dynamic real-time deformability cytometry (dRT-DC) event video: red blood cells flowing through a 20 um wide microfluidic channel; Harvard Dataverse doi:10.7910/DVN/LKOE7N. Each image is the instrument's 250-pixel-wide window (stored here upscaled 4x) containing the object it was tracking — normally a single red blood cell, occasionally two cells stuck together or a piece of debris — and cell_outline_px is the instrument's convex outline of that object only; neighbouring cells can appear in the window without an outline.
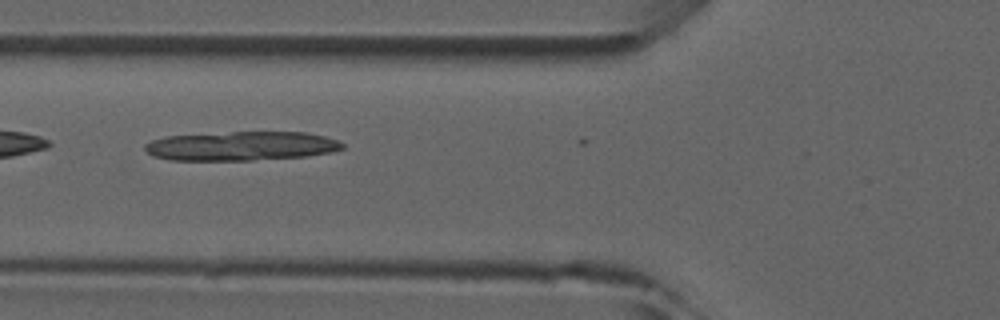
{"species": "common noctule bat (a hibernating species)", "species_latin": "Nyctalus noctula", "temperature_condition": "room temperature", "stored_images_in_passage": 4, "camera_frame_rate_fps": 3000, "um_per_image_px": 0.085, "animal": {"sex": "male", "forearm_length_mm": 52.5}, "frame": {"image": 1, "passage_image": 3, "time_ms": 3.333, "image_size_px": [1000, 320], "cell_outline_px": [[344, 148], [332, 152], [308, 156], [252, 160], [168, 160], [152, 156], [144, 148], [144, 144], [152, 140], [168, 136], [232, 132], [308, 132], [324, 136], [336, 140], [344, 144]], "centroid_in_image_um": [20.52, 12.41], "position_along_channel_um": 105.3, "area_um2": 33.52}}
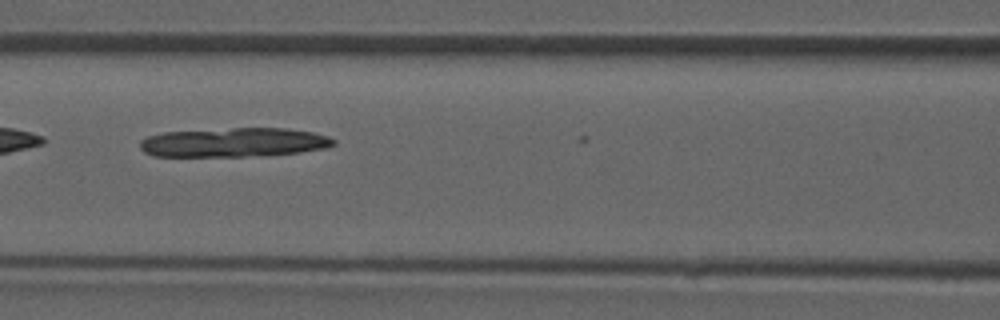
{"frame": {"image": 2, "passage_image": 4, "time_ms": 4.333, "image_size_px": [1000, 320], "cell_outline_px": [[336, 144], [328, 148], [300, 152], [264, 156], [152, 156], [144, 152], [140, 148], [140, 140], [148, 136], [164, 132], [232, 128], [288, 128], [312, 132], [328, 136], [336, 140]], "centroid_in_image_um": [19.92, 12.11], "position_along_channel_um": 146.7, "area_um2": 33.18}}